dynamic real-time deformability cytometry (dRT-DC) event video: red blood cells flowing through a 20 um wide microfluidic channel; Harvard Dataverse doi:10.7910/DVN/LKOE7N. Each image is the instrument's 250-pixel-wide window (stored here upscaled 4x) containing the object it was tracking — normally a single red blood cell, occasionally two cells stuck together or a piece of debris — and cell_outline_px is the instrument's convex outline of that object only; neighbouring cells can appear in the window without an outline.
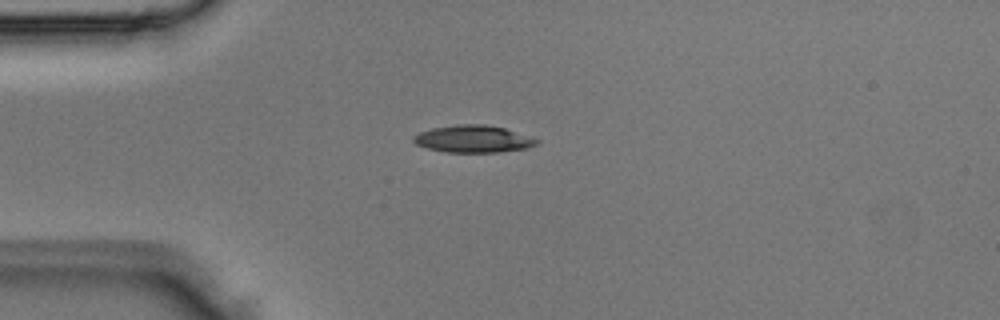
{"species": "Egyptian fruit bat (a non-hibernating species)", "species_latin": "Rousettus aegyptiacus", "temperature_condition": "room temperature", "stored_images_in_passage": 1, "camera_frame_rate_fps": 3000, "um_per_image_px": 0.085, "animal": {"sex": "male"}, "frame": {"image": 1, "passage_image": 1, "time_ms": 0.0, "image_size_px": [1000, 320], "cell_outline_px": [[540, 140], [536, 144], [528, 148], [500, 152], [448, 152], [428, 148], [416, 144], [412, 140], [412, 136], [420, 132], [432, 128], [456, 124], [484, 124], [504, 128]], "centroid_in_image_um": [40.21, 11.81], "position_along_channel_um": 44.8, "area_um2": 19.42}}